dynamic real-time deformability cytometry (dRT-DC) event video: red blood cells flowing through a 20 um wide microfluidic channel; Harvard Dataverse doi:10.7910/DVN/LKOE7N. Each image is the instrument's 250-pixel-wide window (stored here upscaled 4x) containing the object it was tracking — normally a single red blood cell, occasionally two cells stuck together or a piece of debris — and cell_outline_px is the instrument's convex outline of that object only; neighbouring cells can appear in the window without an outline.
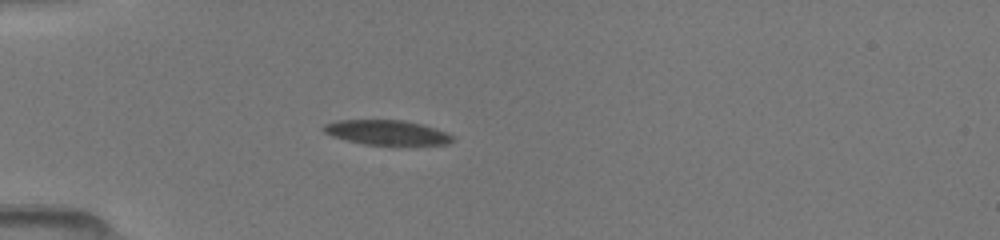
{"species": "common noctule bat (a hibernating species)", "species_latin": "Nyctalus noctula", "temperature_condition": "room temperature", "stored_images_in_passage": 31, "camera_frame_rate_fps": 3000, "um_per_image_px": 0.085, "animal": {"sex": "female", "body_mass_g": 19.5, "forearm_length_mm": 54.1}, "frame": {"image": 1, "passage_image": 1, "time_ms": 0.0, "image_size_px": [1000, 240], "cell_outline_px": [[452, 140], [448, 144], [364, 144], [332, 136], [324, 132], [320, 128], [324, 124], [336, 120], [404, 120], [420, 124], [444, 132], [452, 136]], "centroid_in_image_um": [32.78, 11.24], "position_along_channel_um": 52.2, "area_um2": 18.15}}
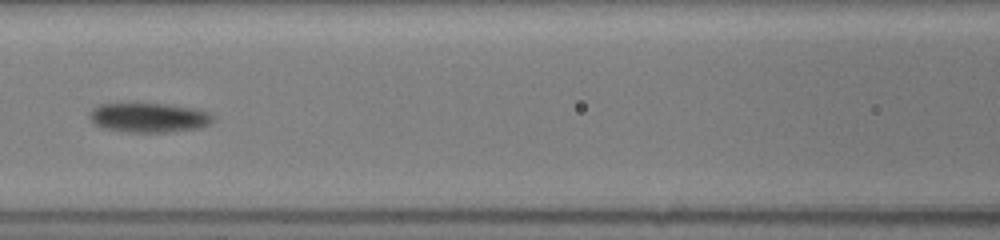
{"frame": {"image": 2, "passage_image": 23, "time_ms": 3.0, "image_size_px": [1000, 240], "cell_outline_px": [[212, 120], [208, 124], [200, 128], [168, 132], [124, 132], [104, 128], [96, 124], [88, 116], [92, 108], [100, 104], [160, 104], [188, 108], [204, 112], [212, 116]], "centroid_in_image_um": [12.57, 10.02], "position_along_channel_um": 154.0, "area_um2": 20.63}}
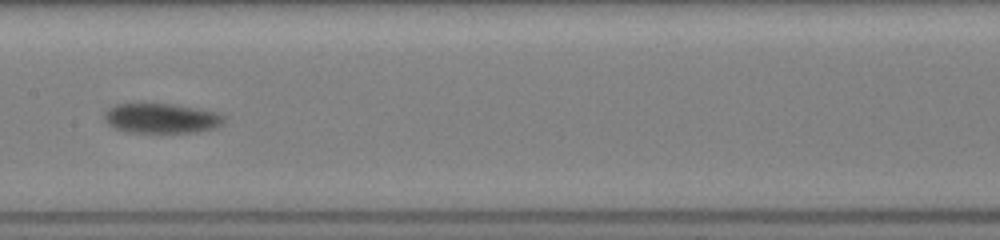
{"frame": {"image": 3, "passage_image": 30, "time_ms": 4.0, "image_size_px": [1000, 240], "cell_outline_px": [[224, 120], [220, 124], [212, 128], [196, 132], [128, 132], [116, 128], [108, 124], [104, 120], [104, 112], [108, 108], [116, 104], [172, 104], [220, 112], [224, 116]], "centroid_in_image_um": [13.7, 10.05], "position_along_channel_um": 193.7, "area_um2": 20.63}}